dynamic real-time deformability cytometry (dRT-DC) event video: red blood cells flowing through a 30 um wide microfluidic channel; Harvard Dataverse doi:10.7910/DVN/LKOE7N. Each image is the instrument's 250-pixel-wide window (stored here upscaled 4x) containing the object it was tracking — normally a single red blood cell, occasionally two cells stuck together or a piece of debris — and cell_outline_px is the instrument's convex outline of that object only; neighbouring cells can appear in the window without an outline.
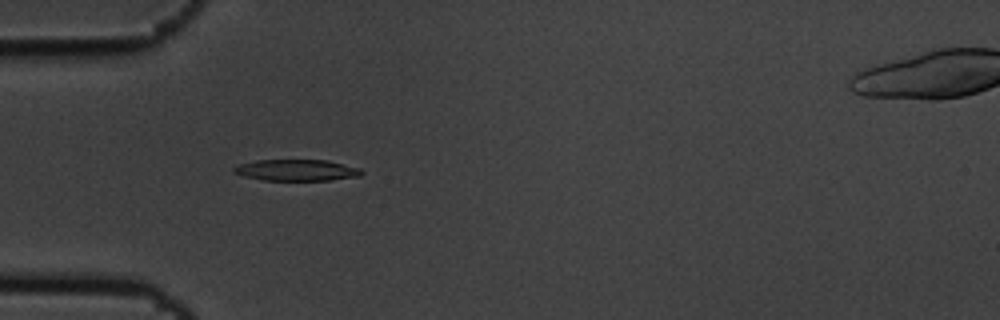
{"species": "common noctule bat (a hibernating species)", "species_latin": "Nyctalus noctula", "temperature_condition": "cold", "stored_images_in_passage": 4, "camera_frame_rate_fps": 3000, "um_per_image_px": 0.085, "animal": {"sex": "male", "body_mass_g": 19.5, "forearm_length_mm": 54.6}, "frame": {"image": 1, "passage_image": 4, "time_ms": 1.0, "image_size_px": [1000, 320], "cell_outline_px": [[364, 172], [360, 176], [328, 180], [264, 180], [244, 176], [232, 172], [232, 168], [240, 164], [256, 160], [328, 160], [360, 168]], "centroid_in_image_um": [25.21, 14.46], "position_along_channel_um": 59.8, "area_um2": 15.84}}